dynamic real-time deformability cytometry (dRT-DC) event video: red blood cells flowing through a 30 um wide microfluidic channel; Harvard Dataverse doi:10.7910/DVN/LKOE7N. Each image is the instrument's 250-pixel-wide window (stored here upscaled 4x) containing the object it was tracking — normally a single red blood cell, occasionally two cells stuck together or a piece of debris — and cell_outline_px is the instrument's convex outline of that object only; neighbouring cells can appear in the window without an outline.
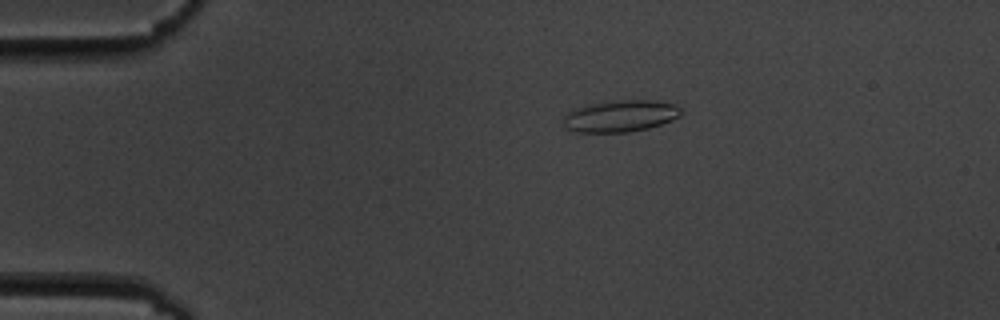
{"species": "common noctule bat (a hibernating species)", "species_latin": "Nyctalus noctula", "temperature_condition": "cold", "stored_images_in_passage": 10, "camera_frame_rate_fps": 3000, "um_per_image_px": 0.085, "animal": {"sex": "male", "body_mass_g": 19.5, "forearm_length_mm": 54.6}, "frame": {"image": 1, "passage_image": 4, "time_ms": 3.333, "image_size_px": [1000, 320], "cell_outline_px": [[680, 116], [672, 120], [648, 128], [628, 132], [576, 132], [564, 128], [564, 116], [568, 112], [576, 108], [588, 104], [612, 100], [656, 100], [676, 104], [680, 108]], "centroid_in_image_um": [52.73, 9.85], "position_along_channel_um": 32.3, "area_um2": 21.85}}
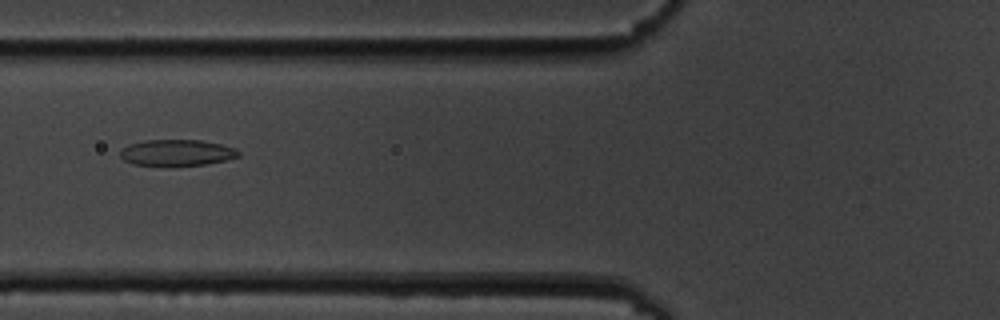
{"frame": {"image": 2, "passage_image": 7, "time_ms": 7.0, "image_size_px": [1000, 320], "cell_outline_px": [[240, 156], [228, 160], [204, 164], [172, 168], [132, 164], [124, 160], [120, 156], [120, 148], [128, 144], [144, 140], [200, 140], [220, 144], [236, 148], [240, 152]], "centroid_in_image_um": [15.0, 13.01], "position_along_channel_um": 110.8, "area_um2": 18.84}}
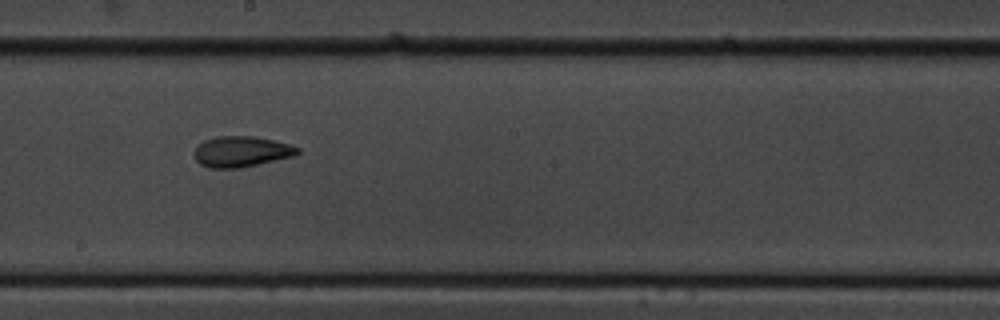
{"frame": {"image": 3, "passage_image": 10, "time_ms": 10.333, "image_size_px": [1000, 320], "cell_outline_px": [[300, 152], [296, 156], [240, 168], [208, 168], [200, 164], [196, 160], [196, 148], [204, 140], [216, 136], [252, 136], [272, 140], [288, 144], [300, 148]], "centroid_in_image_um": [20.54, 12.89], "position_along_channel_um": 227.7, "area_um2": 18.44}}